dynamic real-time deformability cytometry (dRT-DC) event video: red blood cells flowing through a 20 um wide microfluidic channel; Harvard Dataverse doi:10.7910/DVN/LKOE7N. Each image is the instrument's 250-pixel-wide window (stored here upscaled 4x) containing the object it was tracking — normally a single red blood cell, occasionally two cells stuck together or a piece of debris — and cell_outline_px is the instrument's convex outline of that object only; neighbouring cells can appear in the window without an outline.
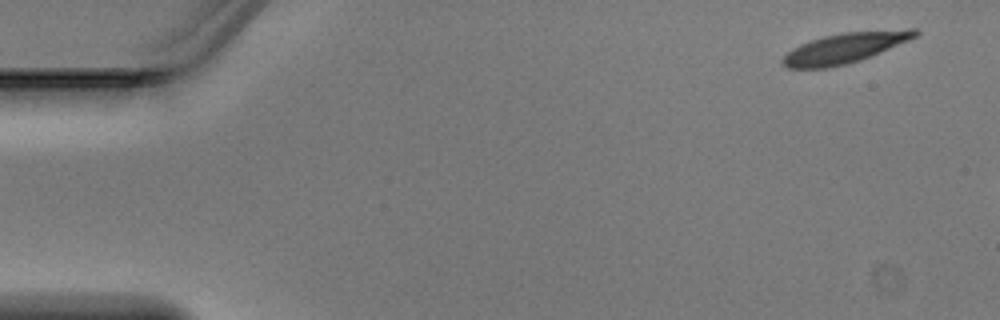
{"species": "Egyptian fruit bat (a non-hibernating species)", "species_latin": "Rousettus aegyptiacus", "temperature_condition": "warm", "stored_images_in_passage": 3, "camera_frame_rate_fps": 3000, "um_per_image_px": 0.085, "animal": {"sex": "male"}, "frame": {"image": 1, "passage_image": 1, "time_ms": 0.0, "image_size_px": [1000, 320], "cell_outline_px": [[920, 32], [916, 36], [908, 40], [868, 56], [844, 64], [828, 68], [788, 68], [780, 60], [792, 48], [800, 44], [824, 36], [844, 32], [908, 28], [916, 28]], "centroid_in_image_um": [71.8, 4.05], "position_along_channel_um": 13.2, "area_um2": 22.89}}